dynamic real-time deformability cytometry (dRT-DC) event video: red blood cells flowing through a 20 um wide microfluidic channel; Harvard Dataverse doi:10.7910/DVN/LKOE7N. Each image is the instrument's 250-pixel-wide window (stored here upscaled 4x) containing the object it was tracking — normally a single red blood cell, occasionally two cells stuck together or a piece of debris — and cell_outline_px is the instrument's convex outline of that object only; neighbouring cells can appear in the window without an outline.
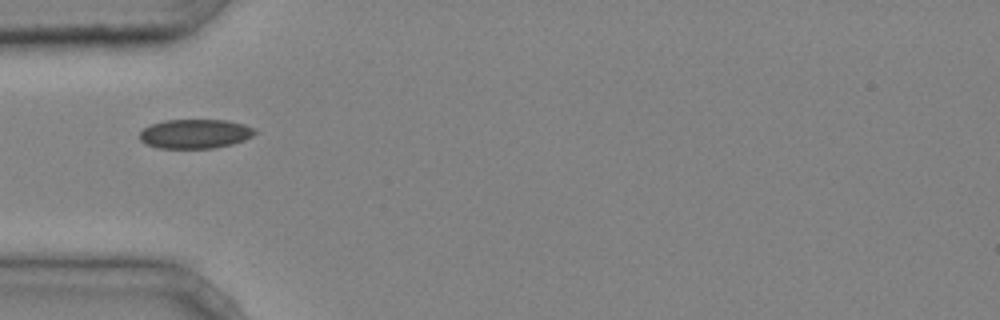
{"species": "common noctule bat (a hibernating species)", "species_latin": "Nyctalus noctula", "temperature_condition": "cold", "stored_images_in_passage": 1, "camera_frame_rate_fps": 3000, "um_per_image_px": 0.085, "animal": {"sex": "male", "body_mass_g": 20.4}, "frame": {"image": 1, "passage_image": 1, "time_ms": 0.0, "image_size_px": [1000, 320], "cell_outline_px": [[256, 132], [252, 136], [244, 140], [232, 144], [212, 148], [156, 148], [144, 144], [140, 140], [140, 132], [144, 128], [152, 124], [164, 120], [224, 120], [244, 124], [256, 128]], "centroid_in_image_um": [16.57, 11.37], "position_along_channel_um": 68.4, "area_um2": 19.71}}